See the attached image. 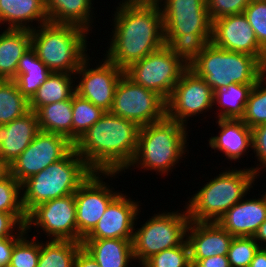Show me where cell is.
Masks as SVG:
<instances>
[{"mask_svg":"<svg viewBox=\"0 0 266 267\" xmlns=\"http://www.w3.org/2000/svg\"><path fill=\"white\" fill-rule=\"evenodd\" d=\"M118 4L104 58L125 70L165 45L163 17L155 0H122Z\"/></svg>","mask_w":266,"mask_h":267,"instance_id":"1","label":"cell"},{"mask_svg":"<svg viewBox=\"0 0 266 267\" xmlns=\"http://www.w3.org/2000/svg\"><path fill=\"white\" fill-rule=\"evenodd\" d=\"M140 128L133 121L105 112L74 148L93 172L125 173L135 156Z\"/></svg>","mask_w":266,"mask_h":267,"instance_id":"2","label":"cell"},{"mask_svg":"<svg viewBox=\"0 0 266 267\" xmlns=\"http://www.w3.org/2000/svg\"><path fill=\"white\" fill-rule=\"evenodd\" d=\"M187 136V126L166 116L160 121L141 126L137 150L127 169L144 168L168 175L188 152Z\"/></svg>","mask_w":266,"mask_h":267,"instance_id":"3","label":"cell"},{"mask_svg":"<svg viewBox=\"0 0 266 267\" xmlns=\"http://www.w3.org/2000/svg\"><path fill=\"white\" fill-rule=\"evenodd\" d=\"M93 171L73 147L62 159L21 183L26 214L44 202L74 194Z\"/></svg>","mask_w":266,"mask_h":267,"instance_id":"4","label":"cell"},{"mask_svg":"<svg viewBox=\"0 0 266 267\" xmlns=\"http://www.w3.org/2000/svg\"><path fill=\"white\" fill-rule=\"evenodd\" d=\"M88 34L75 25L47 22L31 30V47L51 72L75 74L88 57Z\"/></svg>","mask_w":266,"mask_h":267,"instance_id":"5","label":"cell"},{"mask_svg":"<svg viewBox=\"0 0 266 267\" xmlns=\"http://www.w3.org/2000/svg\"><path fill=\"white\" fill-rule=\"evenodd\" d=\"M250 168L225 170L193 194L184 208L190 221L217 222L233 205L246 197L255 182Z\"/></svg>","mask_w":266,"mask_h":267,"instance_id":"6","label":"cell"},{"mask_svg":"<svg viewBox=\"0 0 266 267\" xmlns=\"http://www.w3.org/2000/svg\"><path fill=\"white\" fill-rule=\"evenodd\" d=\"M216 91L230 84L254 85L266 74V66L255 56L231 52L210 42L188 65Z\"/></svg>","mask_w":266,"mask_h":267,"instance_id":"7","label":"cell"},{"mask_svg":"<svg viewBox=\"0 0 266 267\" xmlns=\"http://www.w3.org/2000/svg\"><path fill=\"white\" fill-rule=\"evenodd\" d=\"M177 210L154 214L141 228L134 229L132 247L134 260L140 266L153 255L181 245L186 240L190 222L188 212ZM138 229V230H137ZM136 230V231H135Z\"/></svg>","mask_w":266,"mask_h":267,"instance_id":"8","label":"cell"},{"mask_svg":"<svg viewBox=\"0 0 266 267\" xmlns=\"http://www.w3.org/2000/svg\"><path fill=\"white\" fill-rule=\"evenodd\" d=\"M187 68L188 65L164 45L131 64L124 74L135 84L156 92L166 101Z\"/></svg>","mask_w":266,"mask_h":267,"instance_id":"9","label":"cell"},{"mask_svg":"<svg viewBox=\"0 0 266 267\" xmlns=\"http://www.w3.org/2000/svg\"><path fill=\"white\" fill-rule=\"evenodd\" d=\"M110 112L141 127L166 116V101L156 92L135 84L123 74L117 84Z\"/></svg>","mask_w":266,"mask_h":267,"instance_id":"10","label":"cell"},{"mask_svg":"<svg viewBox=\"0 0 266 267\" xmlns=\"http://www.w3.org/2000/svg\"><path fill=\"white\" fill-rule=\"evenodd\" d=\"M213 99L212 88L187 68L166 100V117L187 126L190 117L213 109Z\"/></svg>","mask_w":266,"mask_h":267,"instance_id":"11","label":"cell"},{"mask_svg":"<svg viewBox=\"0 0 266 267\" xmlns=\"http://www.w3.org/2000/svg\"><path fill=\"white\" fill-rule=\"evenodd\" d=\"M119 173L93 172L74 193L76 203L77 242L95 227L108 205L120 194L103 180ZM104 178H102V176ZM106 177V178H105ZM107 184V185H106Z\"/></svg>","mask_w":266,"mask_h":267,"instance_id":"12","label":"cell"},{"mask_svg":"<svg viewBox=\"0 0 266 267\" xmlns=\"http://www.w3.org/2000/svg\"><path fill=\"white\" fill-rule=\"evenodd\" d=\"M42 229L49 240L77 242L76 203L74 194L52 199L34 207L28 214L25 230ZM52 237V238H51Z\"/></svg>","mask_w":266,"mask_h":267,"instance_id":"13","label":"cell"},{"mask_svg":"<svg viewBox=\"0 0 266 267\" xmlns=\"http://www.w3.org/2000/svg\"><path fill=\"white\" fill-rule=\"evenodd\" d=\"M74 144L66 137L39 131L30 145L10 164L11 175L20 183L62 159Z\"/></svg>","mask_w":266,"mask_h":267,"instance_id":"14","label":"cell"},{"mask_svg":"<svg viewBox=\"0 0 266 267\" xmlns=\"http://www.w3.org/2000/svg\"><path fill=\"white\" fill-rule=\"evenodd\" d=\"M90 59L88 56L74 74L78 76L74 77L75 79L79 78L78 84L75 85V93L105 112H110L115 90L124 70L106 58L99 61L96 67L90 68Z\"/></svg>","mask_w":266,"mask_h":267,"instance_id":"15","label":"cell"},{"mask_svg":"<svg viewBox=\"0 0 266 267\" xmlns=\"http://www.w3.org/2000/svg\"><path fill=\"white\" fill-rule=\"evenodd\" d=\"M155 1L161 7L164 35L212 33L206 0Z\"/></svg>","mask_w":266,"mask_h":267,"instance_id":"16","label":"cell"},{"mask_svg":"<svg viewBox=\"0 0 266 267\" xmlns=\"http://www.w3.org/2000/svg\"><path fill=\"white\" fill-rule=\"evenodd\" d=\"M211 42L224 50L255 56L266 66V51L259 45L244 13L214 20Z\"/></svg>","mask_w":266,"mask_h":267,"instance_id":"17","label":"cell"},{"mask_svg":"<svg viewBox=\"0 0 266 267\" xmlns=\"http://www.w3.org/2000/svg\"><path fill=\"white\" fill-rule=\"evenodd\" d=\"M122 192L108 205L95 227L83 239H133L140 214L139 202Z\"/></svg>","mask_w":266,"mask_h":267,"instance_id":"18","label":"cell"},{"mask_svg":"<svg viewBox=\"0 0 266 267\" xmlns=\"http://www.w3.org/2000/svg\"><path fill=\"white\" fill-rule=\"evenodd\" d=\"M232 239L217 222L190 221L186 232L190 259L227 255Z\"/></svg>","mask_w":266,"mask_h":267,"instance_id":"19","label":"cell"},{"mask_svg":"<svg viewBox=\"0 0 266 267\" xmlns=\"http://www.w3.org/2000/svg\"><path fill=\"white\" fill-rule=\"evenodd\" d=\"M242 199L227 210L217 223L233 237H253L266 220V200L263 195Z\"/></svg>","mask_w":266,"mask_h":267,"instance_id":"20","label":"cell"},{"mask_svg":"<svg viewBox=\"0 0 266 267\" xmlns=\"http://www.w3.org/2000/svg\"><path fill=\"white\" fill-rule=\"evenodd\" d=\"M39 131L36 112L31 110L10 123L0 125V158L11 164Z\"/></svg>","mask_w":266,"mask_h":267,"instance_id":"21","label":"cell"},{"mask_svg":"<svg viewBox=\"0 0 266 267\" xmlns=\"http://www.w3.org/2000/svg\"><path fill=\"white\" fill-rule=\"evenodd\" d=\"M219 135L209 138V147L221 151L226 159L240 160L252 149V129L241 119H218Z\"/></svg>","mask_w":266,"mask_h":267,"instance_id":"22","label":"cell"},{"mask_svg":"<svg viewBox=\"0 0 266 267\" xmlns=\"http://www.w3.org/2000/svg\"><path fill=\"white\" fill-rule=\"evenodd\" d=\"M33 21L38 27L49 22L45 0H0V24L8 23L5 28L33 30Z\"/></svg>","mask_w":266,"mask_h":267,"instance_id":"23","label":"cell"},{"mask_svg":"<svg viewBox=\"0 0 266 267\" xmlns=\"http://www.w3.org/2000/svg\"><path fill=\"white\" fill-rule=\"evenodd\" d=\"M81 243L100 267H129L134 261L132 239H82Z\"/></svg>","mask_w":266,"mask_h":267,"instance_id":"24","label":"cell"},{"mask_svg":"<svg viewBox=\"0 0 266 267\" xmlns=\"http://www.w3.org/2000/svg\"><path fill=\"white\" fill-rule=\"evenodd\" d=\"M31 47V30L6 28L0 34V80H14L22 55Z\"/></svg>","mask_w":266,"mask_h":267,"instance_id":"25","label":"cell"},{"mask_svg":"<svg viewBox=\"0 0 266 267\" xmlns=\"http://www.w3.org/2000/svg\"><path fill=\"white\" fill-rule=\"evenodd\" d=\"M45 9L51 23L71 24L88 32L91 30L94 21L92 9H95L92 0H45Z\"/></svg>","mask_w":266,"mask_h":267,"instance_id":"26","label":"cell"},{"mask_svg":"<svg viewBox=\"0 0 266 267\" xmlns=\"http://www.w3.org/2000/svg\"><path fill=\"white\" fill-rule=\"evenodd\" d=\"M51 73L30 47L19 60L14 81L19 92L29 101Z\"/></svg>","mask_w":266,"mask_h":267,"instance_id":"27","label":"cell"},{"mask_svg":"<svg viewBox=\"0 0 266 267\" xmlns=\"http://www.w3.org/2000/svg\"><path fill=\"white\" fill-rule=\"evenodd\" d=\"M73 77L74 74L52 72L29 100V109L36 112L44 105L71 99L75 93Z\"/></svg>","mask_w":266,"mask_h":267,"instance_id":"28","label":"cell"},{"mask_svg":"<svg viewBox=\"0 0 266 267\" xmlns=\"http://www.w3.org/2000/svg\"><path fill=\"white\" fill-rule=\"evenodd\" d=\"M36 115L41 131L62 135L72 142V98L44 105Z\"/></svg>","mask_w":266,"mask_h":267,"instance_id":"29","label":"cell"},{"mask_svg":"<svg viewBox=\"0 0 266 267\" xmlns=\"http://www.w3.org/2000/svg\"><path fill=\"white\" fill-rule=\"evenodd\" d=\"M253 86L234 83L214 91L213 104L218 105L217 107L220 108L218 111L221 110L219 113H215L218 115L215 118L241 119Z\"/></svg>","mask_w":266,"mask_h":267,"instance_id":"30","label":"cell"},{"mask_svg":"<svg viewBox=\"0 0 266 267\" xmlns=\"http://www.w3.org/2000/svg\"><path fill=\"white\" fill-rule=\"evenodd\" d=\"M81 242L69 240H40V255L37 267H75V258Z\"/></svg>","mask_w":266,"mask_h":267,"instance_id":"31","label":"cell"},{"mask_svg":"<svg viewBox=\"0 0 266 267\" xmlns=\"http://www.w3.org/2000/svg\"><path fill=\"white\" fill-rule=\"evenodd\" d=\"M29 101L19 92L14 80H0V125L29 112Z\"/></svg>","mask_w":266,"mask_h":267,"instance_id":"32","label":"cell"},{"mask_svg":"<svg viewBox=\"0 0 266 267\" xmlns=\"http://www.w3.org/2000/svg\"><path fill=\"white\" fill-rule=\"evenodd\" d=\"M212 33L164 35L165 45L189 65L211 42Z\"/></svg>","mask_w":266,"mask_h":267,"instance_id":"33","label":"cell"},{"mask_svg":"<svg viewBox=\"0 0 266 267\" xmlns=\"http://www.w3.org/2000/svg\"><path fill=\"white\" fill-rule=\"evenodd\" d=\"M72 112L73 144H75L105 113L104 110L76 93L72 96Z\"/></svg>","mask_w":266,"mask_h":267,"instance_id":"34","label":"cell"},{"mask_svg":"<svg viewBox=\"0 0 266 267\" xmlns=\"http://www.w3.org/2000/svg\"><path fill=\"white\" fill-rule=\"evenodd\" d=\"M266 74L253 86L241 120L249 127L254 128L266 123ZM264 83V85H263Z\"/></svg>","mask_w":266,"mask_h":267,"instance_id":"35","label":"cell"},{"mask_svg":"<svg viewBox=\"0 0 266 267\" xmlns=\"http://www.w3.org/2000/svg\"><path fill=\"white\" fill-rule=\"evenodd\" d=\"M0 212L13 214L25 226L27 214L22 205L21 183L12 175L0 182Z\"/></svg>","mask_w":266,"mask_h":267,"instance_id":"36","label":"cell"},{"mask_svg":"<svg viewBox=\"0 0 266 267\" xmlns=\"http://www.w3.org/2000/svg\"><path fill=\"white\" fill-rule=\"evenodd\" d=\"M142 267H192L187 241L153 255L142 264Z\"/></svg>","mask_w":266,"mask_h":267,"instance_id":"37","label":"cell"},{"mask_svg":"<svg viewBox=\"0 0 266 267\" xmlns=\"http://www.w3.org/2000/svg\"><path fill=\"white\" fill-rule=\"evenodd\" d=\"M27 235L26 232L15 243L8 267H37L40 255V242L36 240L35 235L29 241Z\"/></svg>","mask_w":266,"mask_h":267,"instance_id":"38","label":"cell"},{"mask_svg":"<svg viewBox=\"0 0 266 267\" xmlns=\"http://www.w3.org/2000/svg\"><path fill=\"white\" fill-rule=\"evenodd\" d=\"M261 246L253 237H233L227 258L231 267H249Z\"/></svg>","mask_w":266,"mask_h":267,"instance_id":"39","label":"cell"},{"mask_svg":"<svg viewBox=\"0 0 266 267\" xmlns=\"http://www.w3.org/2000/svg\"><path fill=\"white\" fill-rule=\"evenodd\" d=\"M243 13L259 45L266 51V1L251 0Z\"/></svg>","mask_w":266,"mask_h":267,"instance_id":"40","label":"cell"},{"mask_svg":"<svg viewBox=\"0 0 266 267\" xmlns=\"http://www.w3.org/2000/svg\"><path fill=\"white\" fill-rule=\"evenodd\" d=\"M211 21L221 17L242 14L251 0H206Z\"/></svg>","mask_w":266,"mask_h":267,"instance_id":"41","label":"cell"},{"mask_svg":"<svg viewBox=\"0 0 266 267\" xmlns=\"http://www.w3.org/2000/svg\"><path fill=\"white\" fill-rule=\"evenodd\" d=\"M252 150L255 157L260 162L256 168L251 166L255 171V179L260 176L262 169L266 170V123L252 128ZM260 166V167H259ZM261 168V169H260Z\"/></svg>","mask_w":266,"mask_h":267,"instance_id":"42","label":"cell"},{"mask_svg":"<svg viewBox=\"0 0 266 267\" xmlns=\"http://www.w3.org/2000/svg\"><path fill=\"white\" fill-rule=\"evenodd\" d=\"M24 234H26L25 226L13 214L0 212V239Z\"/></svg>","mask_w":266,"mask_h":267,"instance_id":"43","label":"cell"},{"mask_svg":"<svg viewBox=\"0 0 266 267\" xmlns=\"http://www.w3.org/2000/svg\"><path fill=\"white\" fill-rule=\"evenodd\" d=\"M22 236H12L0 239V267H8L12 249Z\"/></svg>","mask_w":266,"mask_h":267,"instance_id":"44","label":"cell"},{"mask_svg":"<svg viewBox=\"0 0 266 267\" xmlns=\"http://www.w3.org/2000/svg\"><path fill=\"white\" fill-rule=\"evenodd\" d=\"M192 267H231L227 255H217L205 259H190Z\"/></svg>","mask_w":266,"mask_h":267,"instance_id":"45","label":"cell"},{"mask_svg":"<svg viewBox=\"0 0 266 267\" xmlns=\"http://www.w3.org/2000/svg\"><path fill=\"white\" fill-rule=\"evenodd\" d=\"M75 267H100L93 256L81 247L75 258Z\"/></svg>","mask_w":266,"mask_h":267,"instance_id":"46","label":"cell"},{"mask_svg":"<svg viewBox=\"0 0 266 267\" xmlns=\"http://www.w3.org/2000/svg\"><path fill=\"white\" fill-rule=\"evenodd\" d=\"M249 267H266V248L258 249Z\"/></svg>","mask_w":266,"mask_h":267,"instance_id":"47","label":"cell"},{"mask_svg":"<svg viewBox=\"0 0 266 267\" xmlns=\"http://www.w3.org/2000/svg\"><path fill=\"white\" fill-rule=\"evenodd\" d=\"M253 238L258 243L259 246L261 243V247L264 246V248H266V243H265L266 242V220L259 226ZM262 242L265 244L262 245L263 244Z\"/></svg>","mask_w":266,"mask_h":267,"instance_id":"48","label":"cell"},{"mask_svg":"<svg viewBox=\"0 0 266 267\" xmlns=\"http://www.w3.org/2000/svg\"><path fill=\"white\" fill-rule=\"evenodd\" d=\"M11 175L10 164L0 158V182L5 180Z\"/></svg>","mask_w":266,"mask_h":267,"instance_id":"49","label":"cell"},{"mask_svg":"<svg viewBox=\"0 0 266 267\" xmlns=\"http://www.w3.org/2000/svg\"><path fill=\"white\" fill-rule=\"evenodd\" d=\"M263 195V197L265 198V200H266V192H264V194H262Z\"/></svg>","mask_w":266,"mask_h":267,"instance_id":"50","label":"cell"}]
</instances>
